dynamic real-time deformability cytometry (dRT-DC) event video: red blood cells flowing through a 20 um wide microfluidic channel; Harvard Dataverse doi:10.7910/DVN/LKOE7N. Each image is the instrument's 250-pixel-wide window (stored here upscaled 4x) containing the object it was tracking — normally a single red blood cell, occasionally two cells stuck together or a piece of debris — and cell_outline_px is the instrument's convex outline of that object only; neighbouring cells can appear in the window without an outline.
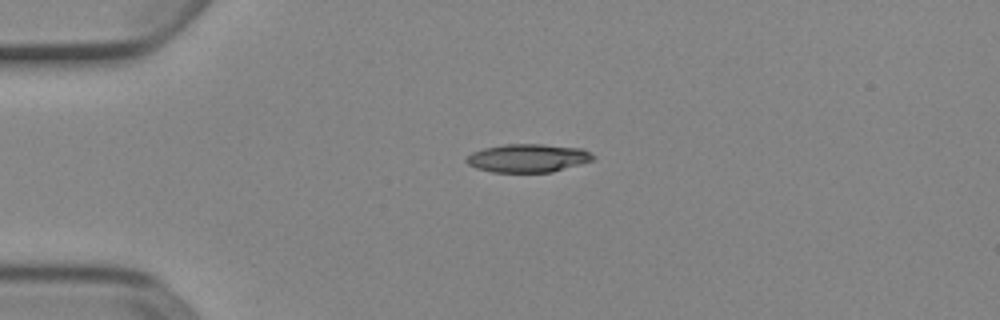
{"species": "Egyptian fruit bat (a non-hibernating species)", "species_latin": "Rousettus aegyptiacus", "temperature_condition": "cold", "stored_images_in_passage": 3, "camera_frame_rate_fps": 3000, "um_per_image_px": 0.085, "animal": {"sex": "female"}, "frame": {"image": 1, "passage_image": 2, "time_ms": 0.333, "image_size_px": [1000, 320], "cell_outline_px": [[596, 156], [592, 160], [552, 172], [492, 172], [476, 168], [468, 164], [464, 160], [472, 152], [484, 148], [504, 144], [544, 144], [580, 148]], "centroid_in_image_um": [44.83, 13.43], "position_along_channel_um": 40.2, "area_um2": 20.75}}